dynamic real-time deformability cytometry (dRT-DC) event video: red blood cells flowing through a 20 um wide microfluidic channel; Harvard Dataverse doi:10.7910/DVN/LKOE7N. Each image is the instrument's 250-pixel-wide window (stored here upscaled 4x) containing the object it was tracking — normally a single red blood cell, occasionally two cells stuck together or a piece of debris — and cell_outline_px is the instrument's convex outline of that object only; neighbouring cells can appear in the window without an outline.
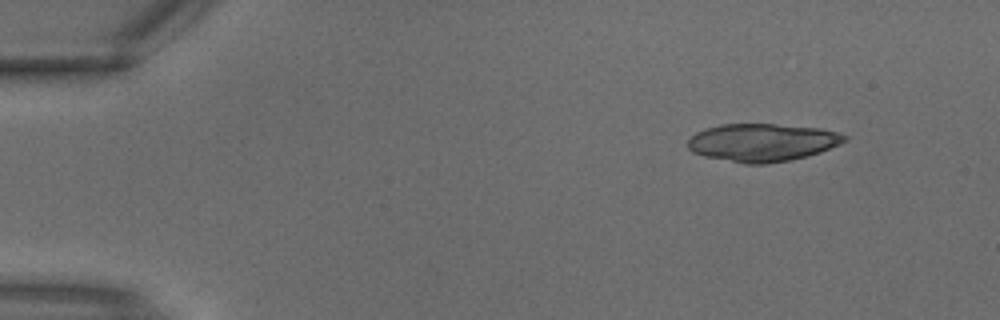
{"species": "common noctule bat (a hibernating species)", "species_latin": "Nyctalus noctula", "temperature_condition": "warm", "stored_images_in_passage": 3, "camera_frame_rate_fps": 3000, "um_per_image_px": 0.085, "animal": {"sex": "male", "body_mass_g": 18.8}, "frame": {"image": 1, "passage_image": 1, "time_ms": 0.0, "image_size_px": [1000, 320], "cell_outline_px": [[848, 140], [840, 144], [820, 152], [788, 160], [768, 164], [744, 164], [704, 156], [692, 152], [688, 148], [688, 140], [696, 132], [704, 128], [720, 124], [776, 124], [820, 128], [836, 132], [848, 136]], "centroid_in_image_um": [64.77, 12.1], "position_along_channel_um": 20.2, "area_um2": 34.62}}
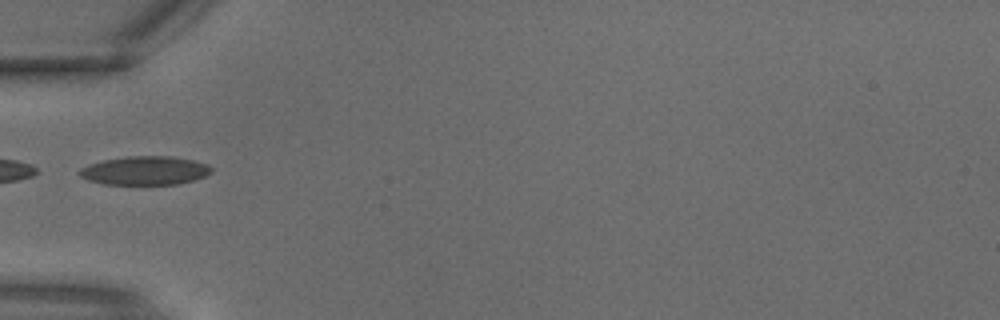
{"frame": {"image": 2, "passage_image": 3, "time_ms": 0.667, "image_size_px": [1000, 320], "cell_outline_px": [[212, 172], [204, 176], [192, 180], [176, 184], [104, 184], [88, 180], [80, 176], [76, 172], [80, 168], [88, 164], [104, 160], [128, 156], [172, 156], [192, 160], [208, 164], [212, 168]], "centroid_in_image_um": [12.29, 14.49], "position_along_channel_um": 72.7, "area_um2": 22.02}}